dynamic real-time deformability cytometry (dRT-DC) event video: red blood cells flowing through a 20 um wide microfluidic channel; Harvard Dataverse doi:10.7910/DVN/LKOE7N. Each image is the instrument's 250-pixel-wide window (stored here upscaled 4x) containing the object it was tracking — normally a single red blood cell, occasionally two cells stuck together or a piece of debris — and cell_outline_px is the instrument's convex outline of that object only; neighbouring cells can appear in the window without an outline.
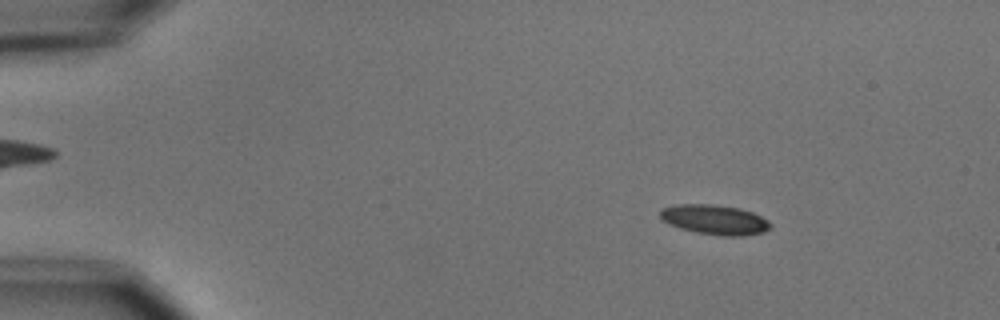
{"species": "common noctule bat (a hibernating species)", "species_latin": "Nyctalus noctula", "temperature_condition": "cold", "stored_images_in_passage": 6, "camera_frame_rate_fps": 3000, "um_per_image_px": 0.085, "animal": {"sex": "male", "body_mass_g": 15.6}, "frame": {"image": 1, "passage_image": 1, "time_ms": 0.0, "image_size_px": [1000, 320], "cell_outline_px": [[772, 228], [764, 232], [740, 236], [720, 236], [696, 232], [680, 228], [664, 220], [660, 216], [660, 212], [664, 208], [676, 204], [712, 204], [740, 208], [752, 212], [768, 220], [772, 224]], "centroid_in_image_um": [60.81, 18.67], "position_along_channel_um": 24.2, "area_um2": 19.07}}
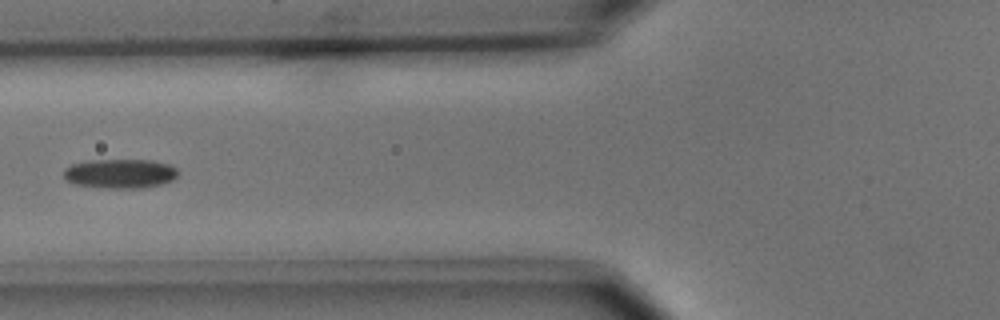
{"frame": {"image": 2, "passage_image": 5, "time_ms": 4.667, "image_size_px": [1000, 320], "cell_outline_px": [[176, 176], [172, 180], [160, 184], [144, 188], [108, 188], [76, 184], [68, 180], [64, 176], [64, 168], [72, 164], [92, 160], [152, 160], [168, 164], [176, 168]], "centroid_in_image_um": [10.21, 14.75], "position_along_channel_um": 115.6, "area_um2": 19.31}}
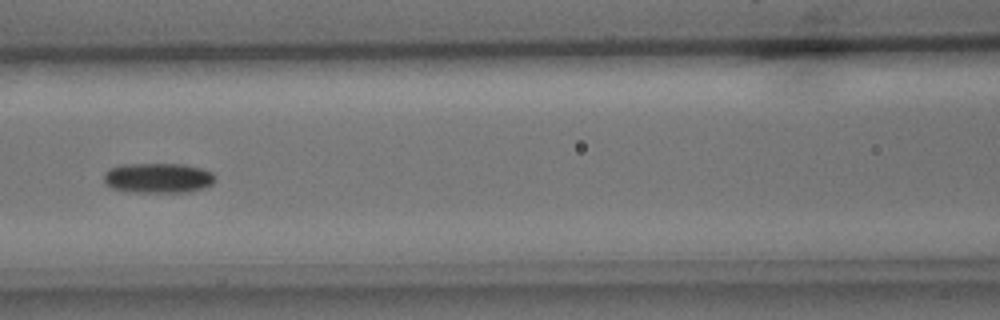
{"frame": {"image": 3, "passage_image": 6, "time_ms": 5.667, "image_size_px": [1000, 320], "cell_outline_px": [[216, 180], [212, 184], [204, 188], [188, 192], [132, 192], [112, 188], [104, 180], [104, 172], [108, 168], [124, 164], [184, 164], [200, 168], [212, 172], [216, 176]], "centroid_in_image_um": [13.46, 15.12], "position_along_channel_um": 153.1, "area_um2": 19.59}}